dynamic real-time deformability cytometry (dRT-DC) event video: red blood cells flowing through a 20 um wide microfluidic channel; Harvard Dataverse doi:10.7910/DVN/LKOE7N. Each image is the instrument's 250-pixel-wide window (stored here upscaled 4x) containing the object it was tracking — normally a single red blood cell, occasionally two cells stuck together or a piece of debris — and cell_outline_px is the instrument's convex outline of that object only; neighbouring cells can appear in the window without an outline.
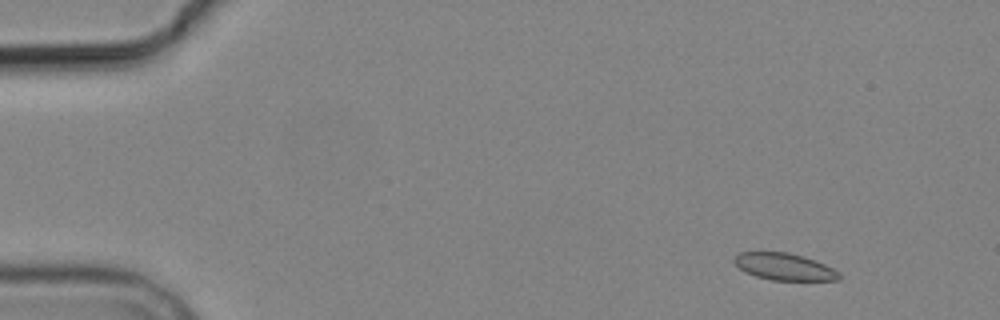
{"species": "common noctule bat (a hibernating species)", "species_latin": "Nyctalus noctula", "temperature_condition": "cold", "stored_images_in_passage": 5, "camera_frame_rate_fps": 3000, "um_per_image_px": 0.085, "animal": {"sex": "male", "body_mass_g": 19.2, "forearm_length_mm": 51.8}, "frame": {"image": 1, "passage_image": 2, "time_ms": 1.0, "image_size_px": [1000, 320], "cell_outline_px": [[840, 280], [772, 280], [756, 276], [744, 272], [732, 260], [740, 252], [788, 252], [804, 256], [824, 264], [840, 272]], "centroid_in_image_um": [66.67, 22.67], "position_along_channel_um": 18.3, "area_um2": 16.42}}
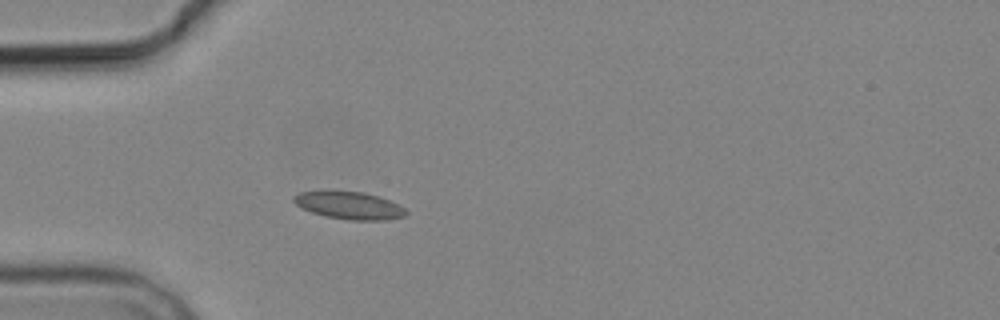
{"frame": {"image": 2, "passage_image": 5, "time_ms": 4.667, "image_size_px": [1000, 320], "cell_outline_px": [[408, 212], [404, 216], [384, 220], [348, 220], [324, 216], [300, 208], [292, 200], [292, 196], [300, 192], [328, 188], [364, 192], [388, 200], [404, 208]], "centroid_in_image_um": [29.58, 17.42], "position_along_channel_um": 55.4, "area_um2": 18.55}}